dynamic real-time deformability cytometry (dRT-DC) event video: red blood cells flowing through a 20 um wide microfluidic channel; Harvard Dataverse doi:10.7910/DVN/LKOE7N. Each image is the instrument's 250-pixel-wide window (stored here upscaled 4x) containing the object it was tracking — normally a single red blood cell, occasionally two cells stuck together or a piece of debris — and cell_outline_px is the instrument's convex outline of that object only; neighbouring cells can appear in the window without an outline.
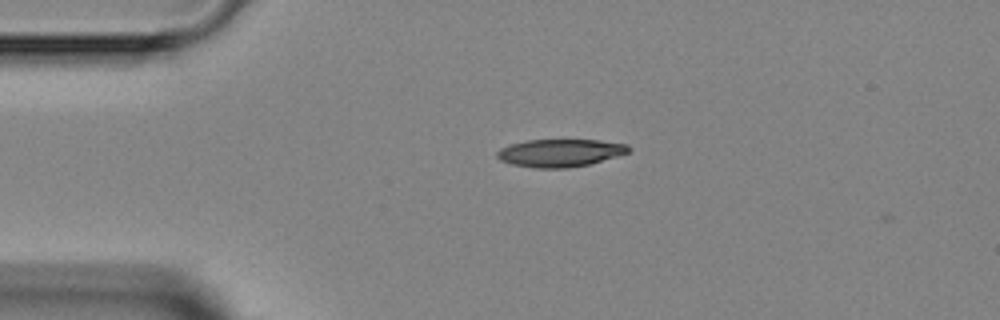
{"species": "Egyptian fruit bat (a non-hibernating species)", "species_latin": "Rousettus aegyptiacus", "temperature_condition": "room temperature", "stored_images_in_passage": 3, "segment_of_instrument_passage": [1, 2], "camera_frame_rate_fps": 3000, "um_per_image_px": 0.085, "animal": {"sex": "female"}, "frame": {"image": 1, "passage_image": 1, "time_ms": 0.0, "image_size_px": [1000, 320], "cell_outline_px": [[632, 148], [628, 152], [616, 156], [588, 164], [568, 168], [536, 168], [512, 164], [500, 160], [496, 156], [496, 152], [500, 148], [512, 144], [528, 140], [600, 140], [628, 144]], "centroid_in_image_um": [47.6, 12.99], "position_along_channel_um": 37.4, "area_um2": 21.1}}